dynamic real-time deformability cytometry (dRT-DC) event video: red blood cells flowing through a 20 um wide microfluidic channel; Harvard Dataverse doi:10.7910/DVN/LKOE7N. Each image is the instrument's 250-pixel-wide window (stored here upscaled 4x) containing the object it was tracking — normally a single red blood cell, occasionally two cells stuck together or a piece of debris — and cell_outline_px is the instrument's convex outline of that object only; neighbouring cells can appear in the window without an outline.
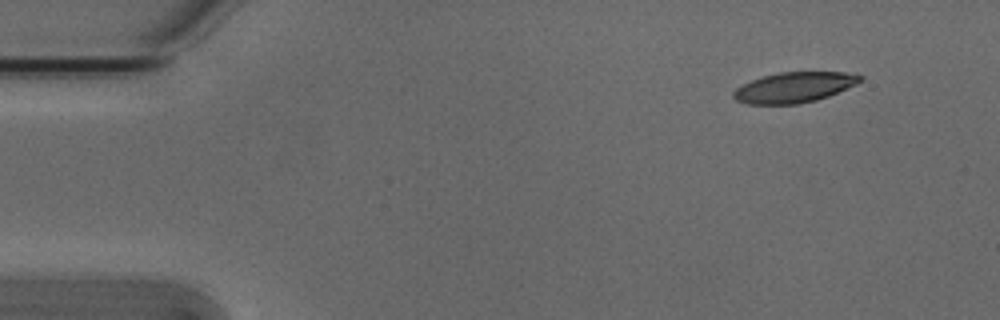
{"species": "Egyptian fruit bat (a non-hibernating species)", "species_latin": "Rousettus aegyptiacus", "temperature_condition": "cold", "stored_images_in_passage": 3, "camera_frame_rate_fps": 3000, "um_per_image_px": 0.085, "animal": {"sex": "male"}, "frame": {"image": 1, "passage_image": 1, "time_ms": 0.0, "image_size_px": [1000, 320], "cell_outline_px": [[864, 76], [856, 84], [828, 96], [816, 100], [796, 104], [748, 104], [736, 100], [732, 96], [732, 92], [736, 88], [752, 80], [764, 76], [780, 72], [844, 72]], "centroid_in_image_um": [67.48, 7.43], "position_along_channel_um": 17.5, "area_um2": 22.2}}